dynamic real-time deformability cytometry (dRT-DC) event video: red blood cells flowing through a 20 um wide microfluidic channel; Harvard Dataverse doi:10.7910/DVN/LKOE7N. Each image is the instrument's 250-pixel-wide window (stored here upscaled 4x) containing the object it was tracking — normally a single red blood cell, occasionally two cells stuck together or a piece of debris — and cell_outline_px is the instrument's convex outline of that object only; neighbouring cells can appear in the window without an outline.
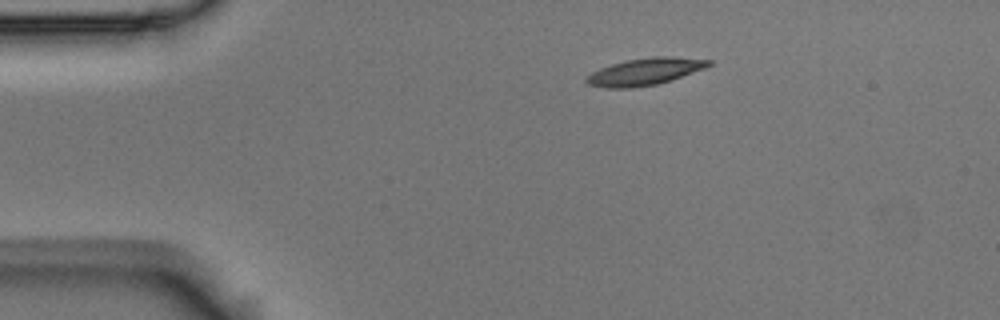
{"species": "Egyptian fruit bat (a non-hibernating species)", "species_latin": "Rousettus aegyptiacus", "temperature_condition": "room temperature", "stored_images_in_passage": 4, "camera_frame_rate_fps": 3000, "um_per_image_px": 0.085, "animal": {"sex": "male"}, "frame": {"image": 1, "passage_image": 1, "time_ms": 0.0, "image_size_px": [1000, 320], "cell_outline_px": [[712, 64], [704, 68], [672, 80], [656, 84], [632, 88], [604, 88], [588, 84], [584, 80], [592, 72], [600, 68], [612, 64], [628, 60], [652, 56], [672, 56], [712, 60]], "centroid_in_image_um": [54.82, 6.09], "position_along_channel_um": 30.2, "area_um2": 19.19}}
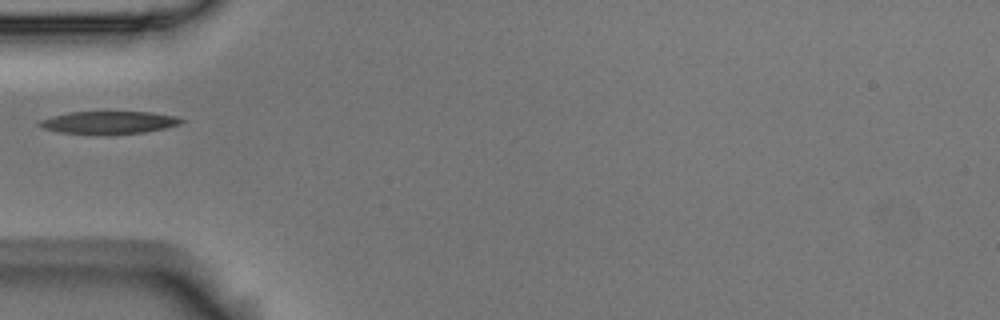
{"frame": {"image": 2, "passage_image": 3, "time_ms": 0.667, "image_size_px": [1000, 320], "cell_outline_px": [[188, 120], [180, 124], [164, 128], [144, 132], [60, 132], [44, 128], [36, 124], [40, 120], [52, 116], [68, 112], [152, 112], [176, 116]], "centroid_in_image_um": [9.31, 10.37], "position_along_channel_um": 75.7, "area_um2": 17.92}}
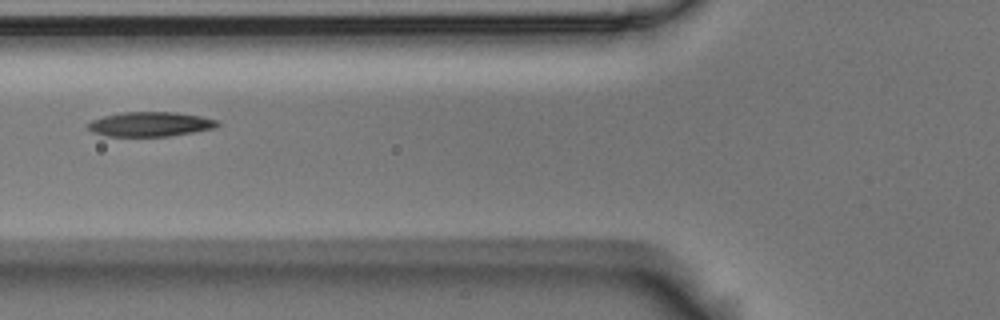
{"frame": {"image": 3, "passage_image": 4, "time_ms": 1.0, "image_size_px": [1000, 320], "cell_outline_px": [[220, 124], [212, 128], [192, 132], [168, 136], [108, 136], [92, 132], [84, 124], [92, 120], [104, 116], [120, 112], [176, 112], [200, 116], [216, 120]], "centroid_in_image_um": [12.7, 10.55], "position_along_channel_um": 113.1, "area_um2": 18.44}}